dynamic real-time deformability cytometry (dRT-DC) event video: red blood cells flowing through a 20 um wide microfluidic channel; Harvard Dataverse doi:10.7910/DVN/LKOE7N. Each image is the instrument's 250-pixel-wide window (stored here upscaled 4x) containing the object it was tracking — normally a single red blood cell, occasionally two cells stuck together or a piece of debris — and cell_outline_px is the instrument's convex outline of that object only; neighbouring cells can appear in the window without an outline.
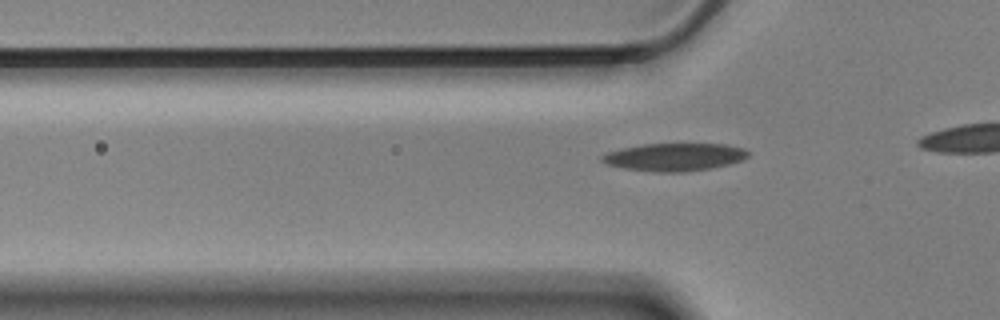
{"species": "Egyptian fruit bat (a non-hibernating species)", "species_latin": "Rousettus aegyptiacus", "temperature_condition": "cold", "stored_images_in_passage": 20, "camera_frame_rate_fps": 3000, "um_per_image_px": 0.085, "animal": {"sex": "male"}, "frame": {"image": 1, "passage_image": 13, "time_ms": 4.0, "image_size_px": [1000, 320], "cell_outline_px": [[748, 156], [744, 160], [728, 164], [708, 168], [684, 172], [652, 172], [624, 168], [608, 164], [600, 160], [600, 156], [608, 152], [624, 148], [644, 144], [724, 144], [744, 148], [748, 152]], "centroid_in_image_um": [57.33, 13.35], "position_along_channel_um": 68.5, "area_um2": 23.47}}
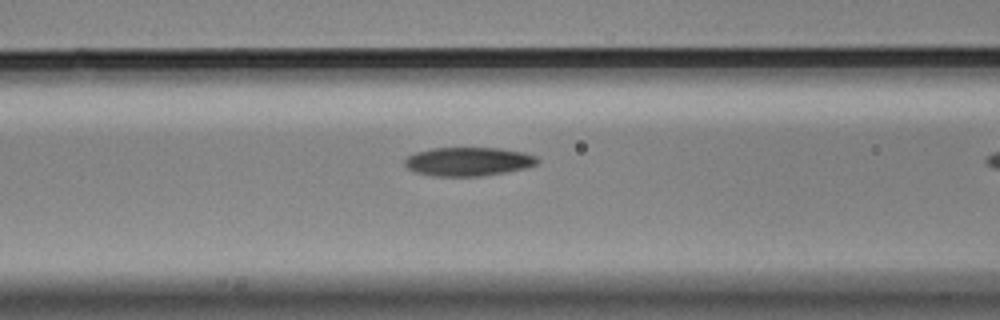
{"frame": {"image": 2, "passage_image": 18, "time_ms": 5.667, "image_size_px": [1000, 320], "cell_outline_px": [[540, 160], [536, 164], [524, 168], [508, 172], [480, 176], [432, 176], [416, 172], [408, 168], [404, 164], [404, 160], [408, 156], [416, 152], [432, 148], [500, 148], [524, 152], [536, 156]], "centroid_in_image_um": [39.81, 13.73], "position_along_channel_um": 126.8, "area_um2": 22.25}}